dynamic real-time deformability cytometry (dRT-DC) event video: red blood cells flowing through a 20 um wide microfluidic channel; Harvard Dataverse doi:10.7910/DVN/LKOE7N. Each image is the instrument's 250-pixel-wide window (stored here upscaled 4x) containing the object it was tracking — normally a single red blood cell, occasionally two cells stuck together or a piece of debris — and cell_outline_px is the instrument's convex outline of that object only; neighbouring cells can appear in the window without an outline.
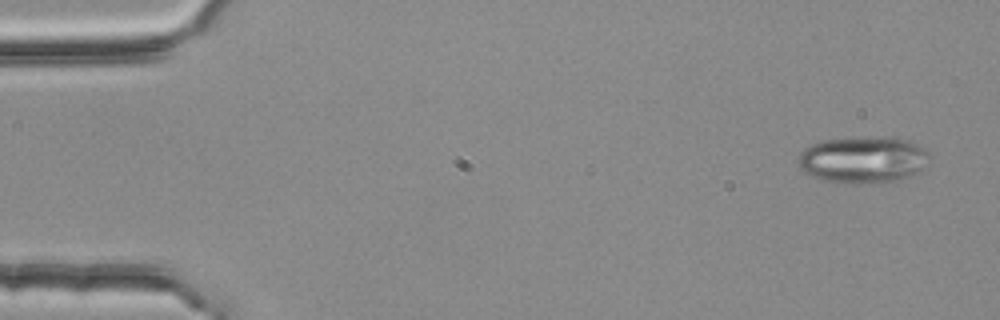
{"species": "common noctule bat (a hibernating species)", "species_latin": "Nyctalus noctula", "temperature_condition": "room temperature", "stored_images_in_passage": 4, "segment_of_instrument_passage": [1, 2], "camera_frame_rate_fps": 3000, "um_per_image_px": 0.085, "animal": {"sex": "female", "body_mass_g": 25.1}, "frame": {"image": 1, "passage_image": 1, "time_ms": 0.0, "image_size_px": [1000, 320], "cell_outline_px": [[928, 152], [924, 168], [912, 176], [884, 184], [844, 184], [820, 180], [808, 176], [800, 168], [796, 160], [800, 152], [804, 148], [812, 144], [824, 140], [880, 136], [896, 136], [908, 140], [916, 144]], "centroid_in_image_um": [73.32, 13.6], "position_along_channel_um": 11.7, "area_um2": 36.65}}